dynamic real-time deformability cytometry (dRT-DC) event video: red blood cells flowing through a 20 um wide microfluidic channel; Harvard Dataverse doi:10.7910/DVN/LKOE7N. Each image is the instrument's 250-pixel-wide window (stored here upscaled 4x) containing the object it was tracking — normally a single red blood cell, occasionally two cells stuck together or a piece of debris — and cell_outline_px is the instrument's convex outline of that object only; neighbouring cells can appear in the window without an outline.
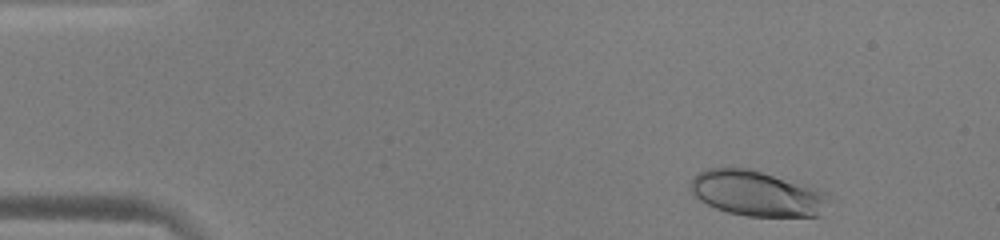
{"species": "human", "species_latin": "Homo sapiens", "temperature_condition": "warm", "stored_images_in_passage": 49, "camera_frame_rate_fps": 3000, "um_per_image_px": 0.085, "donor": {"sex": "male"}, "frame": {"image": 1, "passage_image": 3, "time_ms": 0.667, "image_size_px": [1000, 240], "cell_outline_px": [[824, 216], [748, 216], [728, 212], [716, 208], [700, 200], [692, 192], [688, 184], [692, 176], [708, 168], [748, 168], [816, 188], [824, 192]], "centroid_in_image_um": [64.26, 16.44], "position_along_channel_um": 20.7, "area_um2": 36.01}}
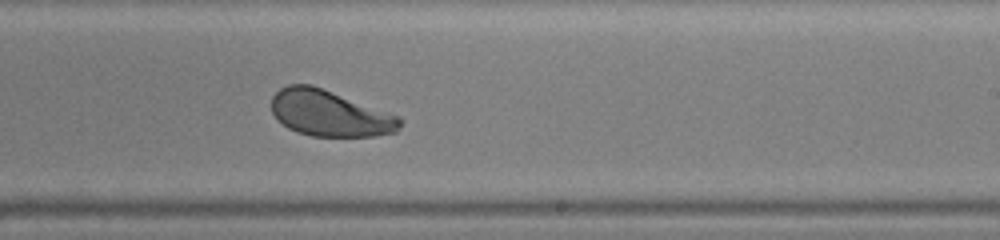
{"frame": {"image": 2, "passage_image": 29, "time_ms": 9.333, "image_size_px": [1000, 240], "cell_outline_px": [[404, 124], [396, 132], [376, 136], [312, 136], [296, 132], [288, 128], [272, 112], [272, 96], [280, 88], [288, 84], [312, 84], [400, 116]], "centroid_in_image_um": [28.06, 9.63], "position_along_channel_um": 260.9, "area_um2": 34.62}}
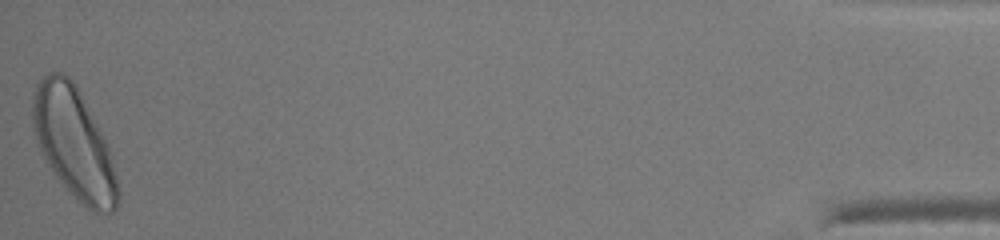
{"frame": {"image": 3, "passage_image": 49, "time_ms": 16.0, "image_size_px": [1000, 240], "cell_outline_px": [[120, 200], [116, 212], [92, 212], [76, 200], [68, 192], [44, 156], [36, 140], [32, 128], [32, 92], [40, 76], [48, 72], [60, 72], [68, 76], [76, 84], [100, 128], [104, 136], [112, 156], [120, 192]], "centroid_in_image_um": [6.3, 12.16], "position_along_channel_um": 428.9, "area_um2": 55.49}, "authors_computed_cell_mechanics": {"area_um2": 35.4892, "velocity_mm_per_s": 3.9369, "shape_relaxation_time_tau1_ms": 1.9617, "shape_relaxation_time_tau2_ms": null, "deformation_change_tau1": 0.1352, "deformation_change_tau2": null}}